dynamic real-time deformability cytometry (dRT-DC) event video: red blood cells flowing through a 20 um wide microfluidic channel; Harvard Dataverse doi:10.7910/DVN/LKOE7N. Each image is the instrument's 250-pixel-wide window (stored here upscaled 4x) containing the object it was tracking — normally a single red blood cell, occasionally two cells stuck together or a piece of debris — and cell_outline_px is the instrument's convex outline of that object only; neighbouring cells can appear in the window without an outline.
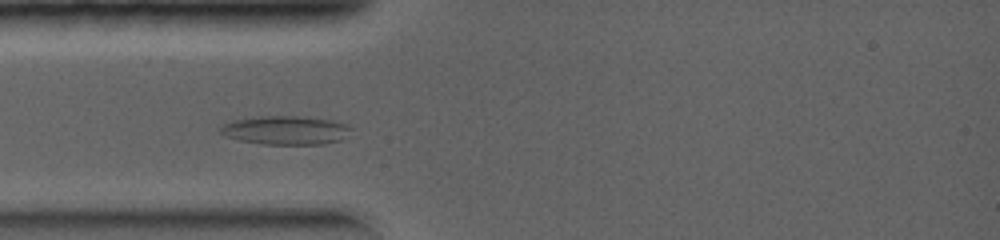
{"species": "common noctule bat (a hibernating species)", "species_latin": "Nyctalus noctula", "temperature_condition": "warm", "stored_images_in_passage": 7, "camera_frame_rate_fps": 5000, "um_per_image_px": 0.085, "animal": {"sex": "female", "body_mass_g": 19.0, "forearm_length_mm": 56.7}, "frame": {"image": 1, "passage_image": 4, "time_ms": 1.8, "image_size_px": [1000, 240], "cell_outline_px": [[352, 128], [340, 140], [324, 144], [260, 144], [240, 140], [224, 136], [220, 132], [220, 128], [224, 124], [232, 120], [256, 116], [304, 116], [332, 120], [348, 124]], "centroid_in_image_um": [24.26, 11.06], "position_along_channel_um": 60.7, "area_um2": 21.96}}